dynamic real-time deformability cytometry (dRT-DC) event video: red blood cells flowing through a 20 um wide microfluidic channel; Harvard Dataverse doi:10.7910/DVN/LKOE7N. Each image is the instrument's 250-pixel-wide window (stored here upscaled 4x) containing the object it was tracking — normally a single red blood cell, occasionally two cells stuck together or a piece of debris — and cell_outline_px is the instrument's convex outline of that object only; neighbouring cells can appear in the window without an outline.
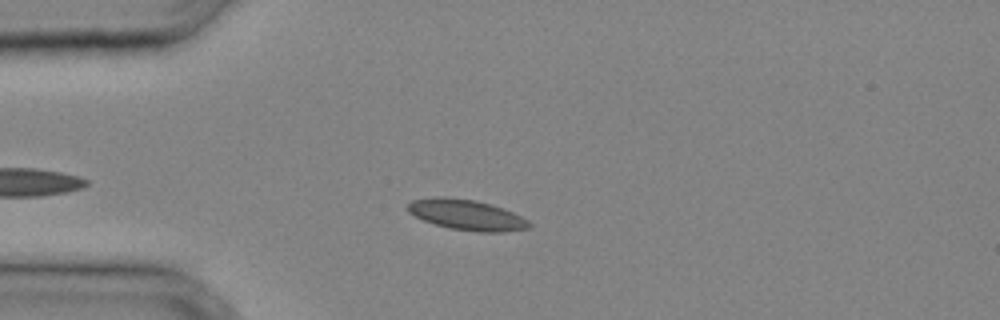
{"species": "common noctule bat (a hibernating species)", "species_latin": "Nyctalus noctula", "temperature_condition": "cold", "stored_images_in_passage": 32, "camera_frame_rate_fps": 3000, "um_per_image_px": 0.085, "animal": {"sex": "male", "body_mass_g": 20.4}, "frame": {"image": 1, "passage_image": 7, "time_ms": 2.0, "image_size_px": [1000, 320], "cell_outline_px": [[532, 228], [504, 232], [476, 232], [448, 228], [424, 220], [408, 212], [408, 204], [412, 200], [436, 196], [444, 196], [476, 200], [492, 204], [504, 208], [528, 220], [532, 224]], "centroid_in_image_um": [39.7, 18.26], "position_along_channel_um": 45.3, "area_um2": 21.79}}
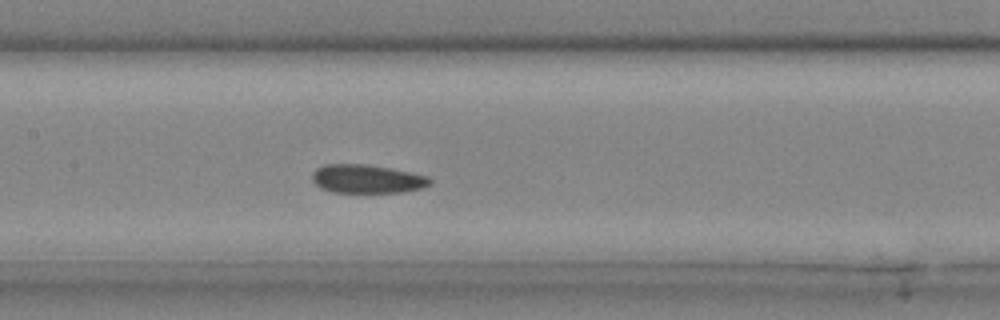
{"frame": {"image": 2, "passage_image": 15, "time_ms": 4.667, "image_size_px": [1000, 320], "cell_outline_px": [[432, 184], [424, 188], [404, 192], [332, 192], [320, 188], [312, 180], [312, 172], [316, 168], [324, 164], [364, 164], [392, 168], [428, 176], [432, 180]], "centroid_in_image_um": [31.21, 15.2], "position_along_channel_um": 176.2, "area_um2": 19.83}}
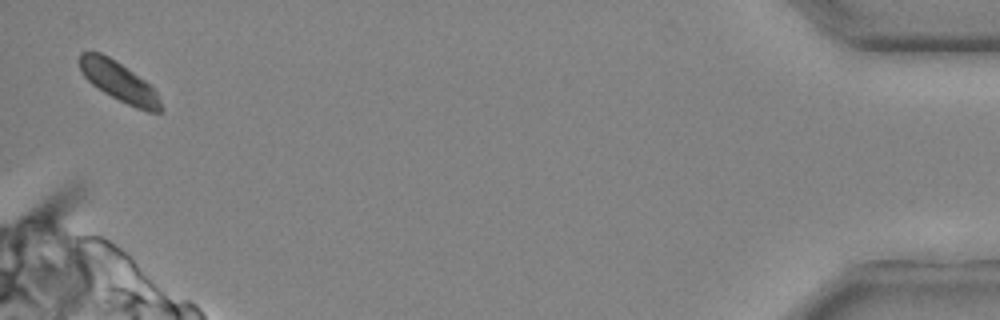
{"frame": {"image": 3, "passage_image": 32, "time_ms": 10.333, "image_size_px": [1000, 320], "cell_outline_px": [[164, 108], [160, 112], [148, 112], [136, 108], [104, 92], [92, 84], [84, 76], [80, 68], [80, 52], [100, 52], [108, 56], [144, 80], [156, 92]], "centroid_in_image_um": [10.12, 6.96], "position_along_channel_um": 425.1, "area_um2": 18.32}}